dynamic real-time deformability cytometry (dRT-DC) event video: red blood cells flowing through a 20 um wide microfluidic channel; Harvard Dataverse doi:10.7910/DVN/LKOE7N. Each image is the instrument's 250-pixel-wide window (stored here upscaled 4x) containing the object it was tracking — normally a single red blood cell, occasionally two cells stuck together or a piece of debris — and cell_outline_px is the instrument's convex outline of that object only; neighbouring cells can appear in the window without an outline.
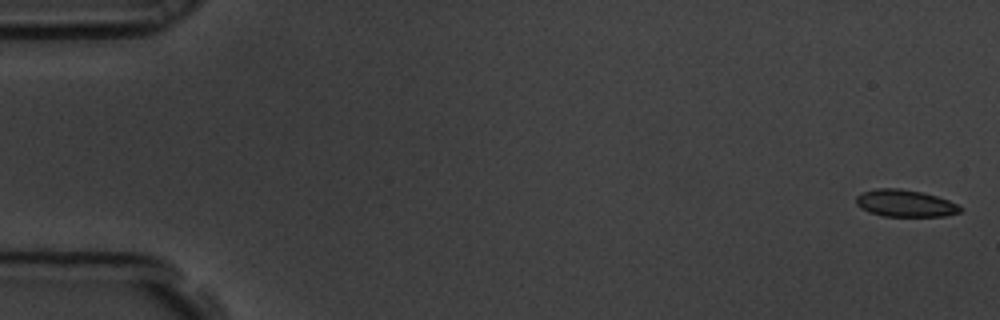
{"species": "common noctule bat (a hibernating species)", "species_latin": "Nyctalus noctula", "temperature_condition": "room temperature", "stored_images_in_passage": 8, "camera_frame_rate_fps": 3000, "um_per_image_px": 0.085, "animal": {"sex": "male", "body_mass_g": 19.5, "forearm_length_mm": 54.6}, "frame": {"image": 1, "passage_image": 1, "time_ms": 0.0, "image_size_px": [1000, 320], "cell_outline_px": [[964, 208], [960, 212], [944, 216], [884, 216], [868, 212], [860, 208], [856, 204], [856, 196], [864, 192], [876, 188], [900, 188], [920, 192], [936, 196], [948, 200]], "centroid_in_image_um": [76.92, 17.28], "position_along_channel_um": 8.1, "area_um2": 16.36}}
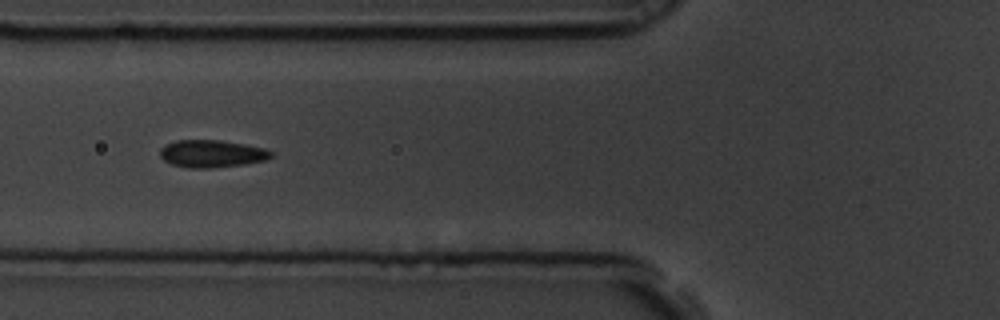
{"frame": {"image": 2, "passage_image": 7, "time_ms": 2.0, "image_size_px": [1000, 320], "cell_outline_px": [[272, 156], [268, 160], [244, 164], [212, 168], [188, 168], [172, 164], [164, 160], [160, 156], [160, 148], [164, 144], [176, 140], [220, 140], [244, 144], [264, 148], [272, 152]], "centroid_in_image_um": [17.99, 13.06], "position_along_channel_um": 107.8, "area_um2": 17.86}}
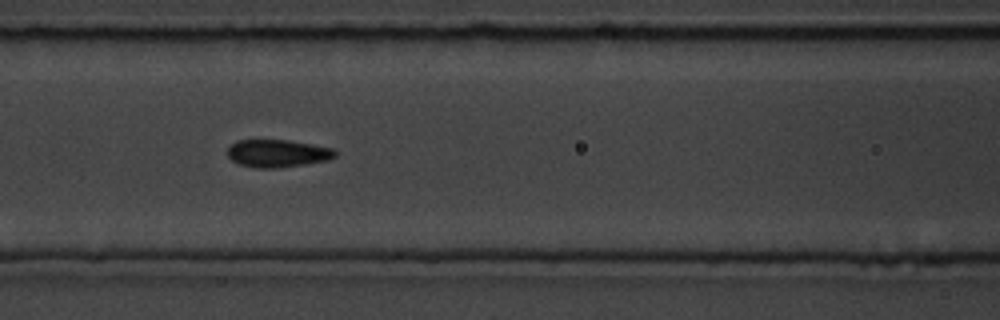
{"frame": {"image": 3, "passage_image": 8, "time_ms": 2.333, "image_size_px": [1000, 320], "cell_outline_px": [[336, 156], [328, 160], [280, 168], [256, 168], [240, 164], [232, 160], [228, 156], [228, 148], [236, 140], [288, 140], [312, 144], [332, 148], [336, 152]], "centroid_in_image_um": [23.59, 13.04], "position_along_channel_um": 143.0, "area_um2": 17.28}}